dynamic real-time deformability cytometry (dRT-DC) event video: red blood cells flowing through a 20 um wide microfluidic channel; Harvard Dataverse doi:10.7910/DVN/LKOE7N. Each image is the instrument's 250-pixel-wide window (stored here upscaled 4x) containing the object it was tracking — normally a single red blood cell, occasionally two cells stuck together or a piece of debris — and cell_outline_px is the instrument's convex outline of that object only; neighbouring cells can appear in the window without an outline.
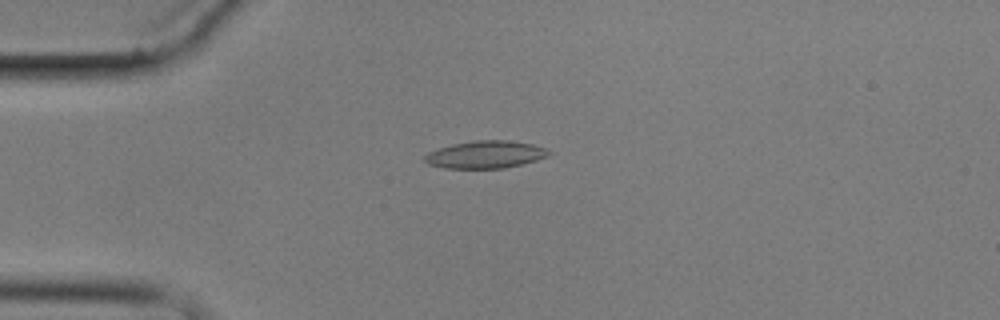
{"species": "common noctule bat (a hibernating species)", "species_latin": "Nyctalus noctula", "temperature_condition": "cold", "stored_images_in_passage": 3, "camera_frame_rate_fps": 3000, "um_per_image_px": 0.085, "animal": {"sex": "male", "body_mass_g": 17.9}, "frame": {"image": 1, "passage_image": 1, "time_ms": 0.0, "image_size_px": [1000, 320], "cell_outline_px": [[552, 152], [548, 156], [536, 160], [504, 168], [444, 168], [428, 164], [424, 160], [424, 156], [428, 152], [452, 144], [472, 140], [508, 140], [532, 144], [544, 148]], "centroid_in_image_um": [41.25, 13.13], "position_along_channel_um": 43.8, "area_um2": 19.77}}
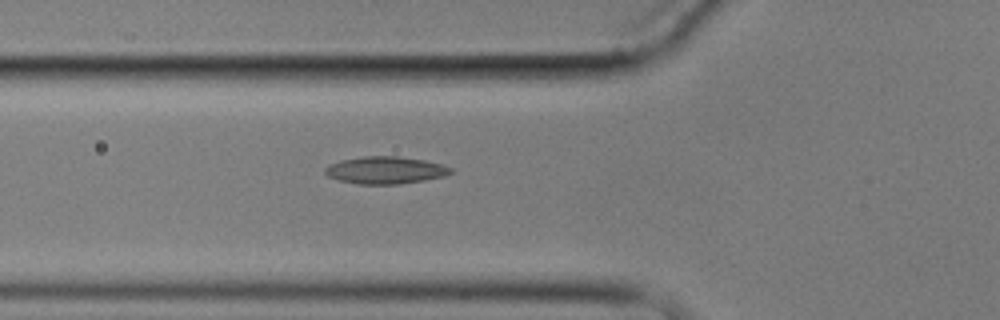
{"frame": {"image": 2, "passage_image": 3, "time_ms": 2.0, "image_size_px": [1000, 320], "cell_outline_px": [[452, 172], [444, 176], [424, 180], [400, 184], [356, 184], [340, 180], [328, 176], [324, 172], [324, 168], [328, 164], [340, 160], [364, 156], [396, 156], [424, 160], [444, 164], [452, 168]], "centroid_in_image_um": [32.75, 14.46], "position_along_channel_um": 93.1, "area_um2": 20.06}}